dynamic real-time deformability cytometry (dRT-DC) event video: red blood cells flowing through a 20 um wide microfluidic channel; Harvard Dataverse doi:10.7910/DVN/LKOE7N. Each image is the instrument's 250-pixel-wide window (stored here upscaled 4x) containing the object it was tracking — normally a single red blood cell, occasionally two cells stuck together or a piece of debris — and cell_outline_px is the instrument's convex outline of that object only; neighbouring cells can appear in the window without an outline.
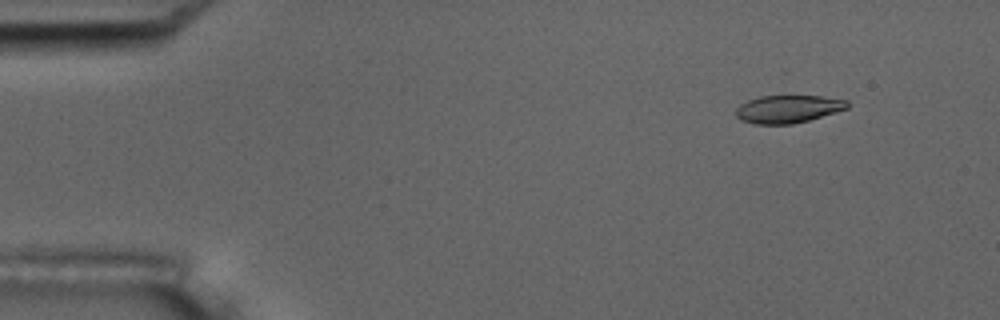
{"species": "common noctule bat (a hibernating species)", "species_latin": "Nyctalus noctula", "temperature_condition": "room temperature", "stored_images_in_passage": 6, "camera_frame_rate_fps": 3000, "um_per_image_px": 0.085, "animal": {"sex": "male", "body_mass_g": 17.5, "forearm_length_mm": 52.3}, "frame": {"image": 1, "passage_image": 2, "time_ms": 1.333, "image_size_px": [1000, 320], "cell_outline_px": [[848, 108], [836, 112], [808, 120], [792, 124], [752, 124], [740, 120], [736, 116], [736, 108], [740, 104], [748, 100], [760, 96], [824, 96], [848, 100]], "centroid_in_image_um": [66.97, 9.26], "position_along_channel_um": 18.0, "area_um2": 18.09}}
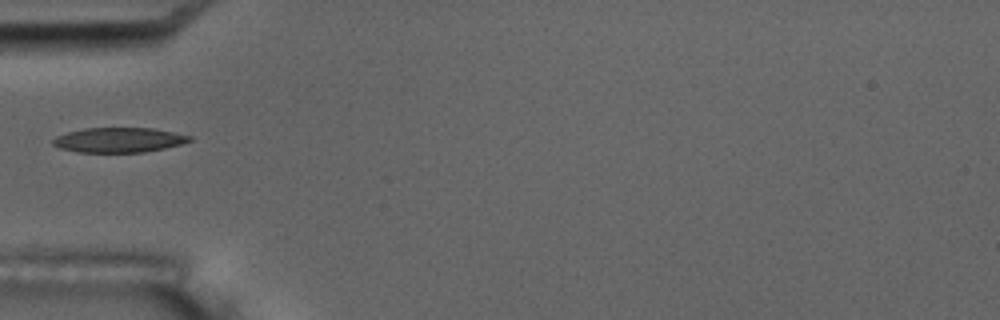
{"frame": {"image": 2, "passage_image": 6, "time_ms": 5.667, "image_size_px": [1000, 320], "cell_outline_px": [[192, 140], [180, 144], [164, 148], [144, 152], [76, 152], [60, 148], [52, 144], [52, 140], [56, 136], [68, 132], [84, 128], [156, 128], [192, 136]], "centroid_in_image_um": [10.1, 11.89], "position_along_channel_um": 74.9, "area_um2": 19.77}}